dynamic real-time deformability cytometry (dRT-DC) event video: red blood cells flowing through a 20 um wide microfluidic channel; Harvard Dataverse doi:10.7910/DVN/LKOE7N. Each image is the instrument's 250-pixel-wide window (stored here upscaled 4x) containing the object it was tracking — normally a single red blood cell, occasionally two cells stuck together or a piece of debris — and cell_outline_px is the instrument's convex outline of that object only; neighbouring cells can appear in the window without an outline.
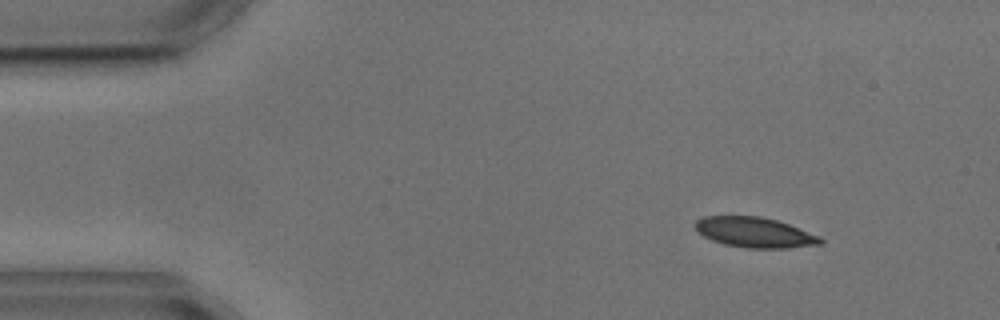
{"species": "common noctule bat (a hibernating species)", "species_latin": "Nyctalus noctula", "temperature_condition": "cold", "stored_images_in_passage": 7, "camera_frame_rate_fps": 3000, "um_per_image_px": 0.085, "animal": {"sex": "male", "body_mass_g": 17.9, "forearm_length_mm": 54.2}, "frame": {"image": 1, "passage_image": 1, "time_ms": 0.0, "image_size_px": [1000, 320], "cell_outline_px": [[824, 244], [788, 248], [748, 248], [724, 244], [712, 240], [696, 232], [692, 224], [696, 220], [704, 216], [760, 216], [776, 220], [788, 224], [820, 236], [824, 240]], "centroid_in_image_um": [64.13, 19.75], "position_along_channel_um": 20.9, "area_um2": 22.25}}
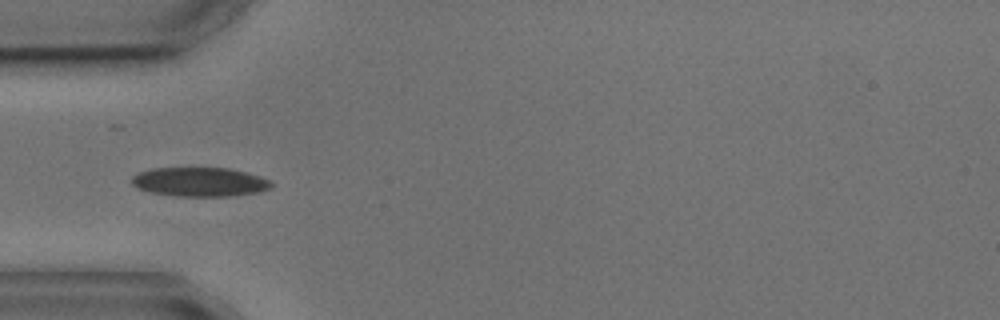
{"frame": {"image": 2, "passage_image": 4, "time_ms": 3.333, "image_size_px": [1000, 320], "cell_outline_px": [[272, 188], [260, 192], [228, 196], [176, 196], [152, 192], [136, 188], [132, 184], [132, 176], [140, 172], [152, 168], [228, 168], [260, 176], [268, 180], [272, 184]], "centroid_in_image_um": [16.97, 15.46], "position_along_channel_um": 68.0, "area_um2": 23.58}}
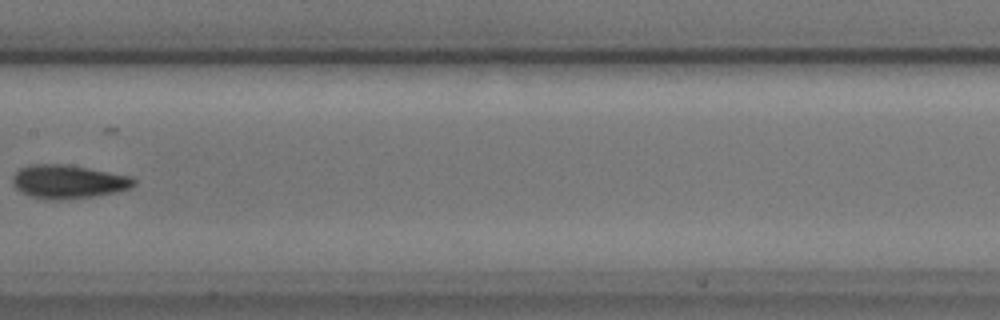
{"frame": {"image": 3, "passage_image": 7, "time_ms": 7.0, "image_size_px": [1000, 320], "cell_outline_px": [[136, 184], [132, 188], [116, 192], [92, 196], [52, 200], [48, 200], [32, 196], [20, 192], [12, 184], [12, 176], [20, 168], [32, 164], [68, 164], [132, 176], [136, 180]], "centroid_in_image_um": [5.81, 15.43], "position_along_channel_um": 201.6, "area_um2": 23.81}}